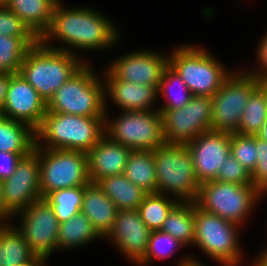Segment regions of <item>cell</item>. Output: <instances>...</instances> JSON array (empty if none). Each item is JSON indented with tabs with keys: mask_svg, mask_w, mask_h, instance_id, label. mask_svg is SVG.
<instances>
[{
	"mask_svg": "<svg viewBox=\"0 0 267 266\" xmlns=\"http://www.w3.org/2000/svg\"><path fill=\"white\" fill-rule=\"evenodd\" d=\"M62 6L59 0L54 7L51 24L40 38L46 47L75 54L72 47L87 50L110 49V46L119 41V29L98 11L87 7L72 9ZM50 38L51 41L53 38L60 39L68 48L53 47L49 44Z\"/></svg>",
	"mask_w": 267,
	"mask_h": 266,
	"instance_id": "obj_1",
	"label": "cell"
},
{
	"mask_svg": "<svg viewBox=\"0 0 267 266\" xmlns=\"http://www.w3.org/2000/svg\"><path fill=\"white\" fill-rule=\"evenodd\" d=\"M105 120L106 117H86L46 111L41 125L35 130L36 146L88 153L105 135Z\"/></svg>",
	"mask_w": 267,
	"mask_h": 266,
	"instance_id": "obj_2",
	"label": "cell"
},
{
	"mask_svg": "<svg viewBox=\"0 0 267 266\" xmlns=\"http://www.w3.org/2000/svg\"><path fill=\"white\" fill-rule=\"evenodd\" d=\"M84 64L77 54L46 47L39 40L26 52L19 73L47 104Z\"/></svg>",
	"mask_w": 267,
	"mask_h": 266,
	"instance_id": "obj_3",
	"label": "cell"
},
{
	"mask_svg": "<svg viewBox=\"0 0 267 266\" xmlns=\"http://www.w3.org/2000/svg\"><path fill=\"white\" fill-rule=\"evenodd\" d=\"M89 67L85 63L60 86L47 103L48 112L106 117L104 79Z\"/></svg>",
	"mask_w": 267,
	"mask_h": 266,
	"instance_id": "obj_4",
	"label": "cell"
},
{
	"mask_svg": "<svg viewBox=\"0 0 267 266\" xmlns=\"http://www.w3.org/2000/svg\"><path fill=\"white\" fill-rule=\"evenodd\" d=\"M153 157L157 174V193H171L170 195H175V199L180 202H194L200 184L192 156L185 144L165 143L153 151Z\"/></svg>",
	"mask_w": 267,
	"mask_h": 266,
	"instance_id": "obj_5",
	"label": "cell"
},
{
	"mask_svg": "<svg viewBox=\"0 0 267 266\" xmlns=\"http://www.w3.org/2000/svg\"><path fill=\"white\" fill-rule=\"evenodd\" d=\"M169 55L168 64L193 95L212 97L232 73L199 46H178Z\"/></svg>",
	"mask_w": 267,
	"mask_h": 266,
	"instance_id": "obj_6",
	"label": "cell"
},
{
	"mask_svg": "<svg viewBox=\"0 0 267 266\" xmlns=\"http://www.w3.org/2000/svg\"><path fill=\"white\" fill-rule=\"evenodd\" d=\"M261 196L253 185L213 180L200 184L194 203L201 210L240 226Z\"/></svg>",
	"mask_w": 267,
	"mask_h": 266,
	"instance_id": "obj_7",
	"label": "cell"
},
{
	"mask_svg": "<svg viewBox=\"0 0 267 266\" xmlns=\"http://www.w3.org/2000/svg\"><path fill=\"white\" fill-rule=\"evenodd\" d=\"M239 227L236 223L201 210L195 204L193 244L222 266H238L241 262Z\"/></svg>",
	"mask_w": 267,
	"mask_h": 266,
	"instance_id": "obj_8",
	"label": "cell"
},
{
	"mask_svg": "<svg viewBox=\"0 0 267 266\" xmlns=\"http://www.w3.org/2000/svg\"><path fill=\"white\" fill-rule=\"evenodd\" d=\"M105 135L132 151H154L166 142L162 116L157 110L124 111L115 120H105Z\"/></svg>",
	"mask_w": 267,
	"mask_h": 266,
	"instance_id": "obj_9",
	"label": "cell"
},
{
	"mask_svg": "<svg viewBox=\"0 0 267 266\" xmlns=\"http://www.w3.org/2000/svg\"><path fill=\"white\" fill-rule=\"evenodd\" d=\"M39 162L42 198L58 189L86 186L90 183L87 153L39 148Z\"/></svg>",
	"mask_w": 267,
	"mask_h": 266,
	"instance_id": "obj_10",
	"label": "cell"
},
{
	"mask_svg": "<svg viewBox=\"0 0 267 266\" xmlns=\"http://www.w3.org/2000/svg\"><path fill=\"white\" fill-rule=\"evenodd\" d=\"M258 86L259 80L254 75L232 72L211 97V130L238 133L246 103Z\"/></svg>",
	"mask_w": 267,
	"mask_h": 266,
	"instance_id": "obj_11",
	"label": "cell"
},
{
	"mask_svg": "<svg viewBox=\"0 0 267 266\" xmlns=\"http://www.w3.org/2000/svg\"><path fill=\"white\" fill-rule=\"evenodd\" d=\"M162 116L163 136L167 144H186L211 130V97L193 95L179 109H157Z\"/></svg>",
	"mask_w": 267,
	"mask_h": 266,
	"instance_id": "obj_12",
	"label": "cell"
},
{
	"mask_svg": "<svg viewBox=\"0 0 267 266\" xmlns=\"http://www.w3.org/2000/svg\"><path fill=\"white\" fill-rule=\"evenodd\" d=\"M18 214L22 218L16 228L22 233L31 251L36 256L48 259L56 251L60 227L52 206L42 198L15 215Z\"/></svg>",
	"mask_w": 267,
	"mask_h": 266,
	"instance_id": "obj_13",
	"label": "cell"
},
{
	"mask_svg": "<svg viewBox=\"0 0 267 266\" xmlns=\"http://www.w3.org/2000/svg\"><path fill=\"white\" fill-rule=\"evenodd\" d=\"M2 193L5 208L12 217L42 199L39 148L36 145L29 155L20 160L14 173L2 181Z\"/></svg>",
	"mask_w": 267,
	"mask_h": 266,
	"instance_id": "obj_14",
	"label": "cell"
},
{
	"mask_svg": "<svg viewBox=\"0 0 267 266\" xmlns=\"http://www.w3.org/2000/svg\"><path fill=\"white\" fill-rule=\"evenodd\" d=\"M189 150L199 184L213 181L230 153V134L205 131L185 144Z\"/></svg>",
	"mask_w": 267,
	"mask_h": 266,
	"instance_id": "obj_15",
	"label": "cell"
},
{
	"mask_svg": "<svg viewBox=\"0 0 267 266\" xmlns=\"http://www.w3.org/2000/svg\"><path fill=\"white\" fill-rule=\"evenodd\" d=\"M47 111L46 102L23 78L14 73L10 78L1 116L24 122L36 130Z\"/></svg>",
	"mask_w": 267,
	"mask_h": 266,
	"instance_id": "obj_16",
	"label": "cell"
},
{
	"mask_svg": "<svg viewBox=\"0 0 267 266\" xmlns=\"http://www.w3.org/2000/svg\"><path fill=\"white\" fill-rule=\"evenodd\" d=\"M168 56L159 52L135 51L112 62L107 71L118 80L140 85L155 86L158 89Z\"/></svg>",
	"mask_w": 267,
	"mask_h": 266,
	"instance_id": "obj_17",
	"label": "cell"
},
{
	"mask_svg": "<svg viewBox=\"0 0 267 266\" xmlns=\"http://www.w3.org/2000/svg\"><path fill=\"white\" fill-rule=\"evenodd\" d=\"M151 230L141 219L138 210H118L112 230L105 238L129 260L139 263L146 254Z\"/></svg>",
	"mask_w": 267,
	"mask_h": 266,
	"instance_id": "obj_18",
	"label": "cell"
},
{
	"mask_svg": "<svg viewBox=\"0 0 267 266\" xmlns=\"http://www.w3.org/2000/svg\"><path fill=\"white\" fill-rule=\"evenodd\" d=\"M131 151L104 135L87 153L90 183L123 174Z\"/></svg>",
	"mask_w": 267,
	"mask_h": 266,
	"instance_id": "obj_19",
	"label": "cell"
},
{
	"mask_svg": "<svg viewBox=\"0 0 267 266\" xmlns=\"http://www.w3.org/2000/svg\"><path fill=\"white\" fill-rule=\"evenodd\" d=\"M105 76V95H109L113 102L123 111H151L157 100V88L150 85H140L115 79L107 70ZM156 99V100H155Z\"/></svg>",
	"mask_w": 267,
	"mask_h": 266,
	"instance_id": "obj_20",
	"label": "cell"
},
{
	"mask_svg": "<svg viewBox=\"0 0 267 266\" xmlns=\"http://www.w3.org/2000/svg\"><path fill=\"white\" fill-rule=\"evenodd\" d=\"M118 209L97 183L84 186L81 213L86 215L101 237L112 230Z\"/></svg>",
	"mask_w": 267,
	"mask_h": 266,
	"instance_id": "obj_21",
	"label": "cell"
},
{
	"mask_svg": "<svg viewBox=\"0 0 267 266\" xmlns=\"http://www.w3.org/2000/svg\"><path fill=\"white\" fill-rule=\"evenodd\" d=\"M59 0H8L5 6L14 12L40 39L48 30L54 7Z\"/></svg>",
	"mask_w": 267,
	"mask_h": 266,
	"instance_id": "obj_22",
	"label": "cell"
},
{
	"mask_svg": "<svg viewBox=\"0 0 267 266\" xmlns=\"http://www.w3.org/2000/svg\"><path fill=\"white\" fill-rule=\"evenodd\" d=\"M97 184L115 203L118 210H138L139 205L148 194L132 183L124 174L104 177Z\"/></svg>",
	"mask_w": 267,
	"mask_h": 266,
	"instance_id": "obj_23",
	"label": "cell"
},
{
	"mask_svg": "<svg viewBox=\"0 0 267 266\" xmlns=\"http://www.w3.org/2000/svg\"><path fill=\"white\" fill-rule=\"evenodd\" d=\"M10 223H0V266H21L36 255L22 233Z\"/></svg>",
	"mask_w": 267,
	"mask_h": 266,
	"instance_id": "obj_24",
	"label": "cell"
},
{
	"mask_svg": "<svg viewBox=\"0 0 267 266\" xmlns=\"http://www.w3.org/2000/svg\"><path fill=\"white\" fill-rule=\"evenodd\" d=\"M35 145V130L30 125L0 116V151L31 153Z\"/></svg>",
	"mask_w": 267,
	"mask_h": 266,
	"instance_id": "obj_25",
	"label": "cell"
},
{
	"mask_svg": "<svg viewBox=\"0 0 267 266\" xmlns=\"http://www.w3.org/2000/svg\"><path fill=\"white\" fill-rule=\"evenodd\" d=\"M194 229L195 203L179 201L168 214L160 231L188 246L194 243Z\"/></svg>",
	"mask_w": 267,
	"mask_h": 266,
	"instance_id": "obj_26",
	"label": "cell"
},
{
	"mask_svg": "<svg viewBox=\"0 0 267 266\" xmlns=\"http://www.w3.org/2000/svg\"><path fill=\"white\" fill-rule=\"evenodd\" d=\"M123 174L145 192L157 193L153 151H131Z\"/></svg>",
	"mask_w": 267,
	"mask_h": 266,
	"instance_id": "obj_27",
	"label": "cell"
},
{
	"mask_svg": "<svg viewBox=\"0 0 267 266\" xmlns=\"http://www.w3.org/2000/svg\"><path fill=\"white\" fill-rule=\"evenodd\" d=\"M96 238L101 236L93 228L89 218L80 212L60 224L56 249L78 247Z\"/></svg>",
	"mask_w": 267,
	"mask_h": 266,
	"instance_id": "obj_28",
	"label": "cell"
},
{
	"mask_svg": "<svg viewBox=\"0 0 267 266\" xmlns=\"http://www.w3.org/2000/svg\"><path fill=\"white\" fill-rule=\"evenodd\" d=\"M38 37H11L0 35V73H19L28 49Z\"/></svg>",
	"mask_w": 267,
	"mask_h": 266,
	"instance_id": "obj_29",
	"label": "cell"
},
{
	"mask_svg": "<svg viewBox=\"0 0 267 266\" xmlns=\"http://www.w3.org/2000/svg\"><path fill=\"white\" fill-rule=\"evenodd\" d=\"M267 120V94L258 86L244 108L238 134L255 136Z\"/></svg>",
	"mask_w": 267,
	"mask_h": 266,
	"instance_id": "obj_30",
	"label": "cell"
},
{
	"mask_svg": "<svg viewBox=\"0 0 267 266\" xmlns=\"http://www.w3.org/2000/svg\"><path fill=\"white\" fill-rule=\"evenodd\" d=\"M161 193H148L138 207L141 219L151 231L161 230L172 208L179 202Z\"/></svg>",
	"mask_w": 267,
	"mask_h": 266,
	"instance_id": "obj_31",
	"label": "cell"
},
{
	"mask_svg": "<svg viewBox=\"0 0 267 266\" xmlns=\"http://www.w3.org/2000/svg\"><path fill=\"white\" fill-rule=\"evenodd\" d=\"M172 86V89H171ZM177 86V90L170 92ZM171 94H170V93ZM158 96L163 94L165 104L157 109H179L184 107L192 98L193 94L178 73L168 64L162 73L161 80L157 89Z\"/></svg>",
	"mask_w": 267,
	"mask_h": 266,
	"instance_id": "obj_32",
	"label": "cell"
},
{
	"mask_svg": "<svg viewBox=\"0 0 267 266\" xmlns=\"http://www.w3.org/2000/svg\"><path fill=\"white\" fill-rule=\"evenodd\" d=\"M84 186L64 188L52 191L45 200L52 206L59 223L66 222L82 209Z\"/></svg>",
	"mask_w": 267,
	"mask_h": 266,
	"instance_id": "obj_33",
	"label": "cell"
},
{
	"mask_svg": "<svg viewBox=\"0 0 267 266\" xmlns=\"http://www.w3.org/2000/svg\"><path fill=\"white\" fill-rule=\"evenodd\" d=\"M184 245L170 234L159 231H151L145 257L138 263L140 266L148 264L153 258L164 259L175 253Z\"/></svg>",
	"mask_w": 267,
	"mask_h": 266,
	"instance_id": "obj_34",
	"label": "cell"
},
{
	"mask_svg": "<svg viewBox=\"0 0 267 266\" xmlns=\"http://www.w3.org/2000/svg\"><path fill=\"white\" fill-rule=\"evenodd\" d=\"M230 153L252 173L257 164L256 136L230 134Z\"/></svg>",
	"mask_w": 267,
	"mask_h": 266,
	"instance_id": "obj_35",
	"label": "cell"
},
{
	"mask_svg": "<svg viewBox=\"0 0 267 266\" xmlns=\"http://www.w3.org/2000/svg\"><path fill=\"white\" fill-rule=\"evenodd\" d=\"M215 180L239 185H252L251 173L232 154L223 162Z\"/></svg>",
	"mask_w": 267,
	"mask_h": 266,
	"instance_id": "obj_36",
	"label": "cell"
},
{
	"mask_svg": "<svg viewBox=\"0 0 267 266\" xmlns=\"http://www.w3.org/2000/svg\"><path fill=\"white\" fill-rule=\"evenodd\" d=\"M11 37H37L29 27L5 5H0V35Z\"/></svg>",
	"mask_w": 267,
	"mask_h": 266,
	"instance_id": "obj_37",
	"label": "cell"
},
{
	"mask_svg": "<svg viewBox=\"0 0 267 266\" xmlns=\"http://www.w3.org/2000/svg\"><path fill=\"white\" fill-rule=\"evenodd\" d=\"M257 164L251 173L252 185L263 195L267 193V142L256 137Z\"/></svg>",
	"mask_w": 267,
	"mask_h": 266,
	"instance_id": "obj_38",
	"label": "cell"
},
{
	"mask_svg": "<svg viewBox=\"0 0 267 266\" xmlns=\"http://www.w3.org/2000/svg\"><path fill=\"white\" fill-rule=\"evenodd\" d=\"M29 154L0 151V180L8 179L14 173L20 160Z\"/></svg>",
	"mask_w": 267,
	"mask_h": 266,
	"instance_id": "obj_39",
	"label": "cell"
},
{
	"mask_svg": "<svg viewBox=\"0 0 267 266\" xmlns=\"http://www.w3.org/2000/svg\"><path fill=\"white\" fill-rule=\"evenodd\" d=\"M256 53L260 65V70H253V72L250 71L248 73L254 75L257 79H259L262 75L267 73V33L265 37H263V39L261 40Z\"/></svg>",
	"mask_w": 267,
	"mask_h": 266,
	"instance_id": "obj_40",
	"label": "cell"
},
{
	"mask_svg": "<svg viewBox=\"0 0 267 266\" xmlns=\"http://www.w3.org/2000/svg\"><path fill=\"white\" fill-rule=\"evenodd\" d=\"M14 73H0V116L6 99L10 78Z\"/></svg>",
	"mask_w": 267,
	"mask_h": 266,
	"instance_id": "obj_41",
	"label": "cell"
},
{
	"mask_svg": "<svg viewBox=\"0 0 267 266\" xmlns=\"http://www.w3.org/2000/svg\"><path fill=\"white\" fill-rule=\"evenodd\" d=\"M12 215L6 210L4 201H3V193H2V181L0 180V223H9L10 217ZM3 221V222H2Z\"/></svg>",
	"mask_w": 267,
	"mask_h": 266,
	"instance_id": "obj_42",
	"label": "cell"
},
{
	"mask_svg": "<svg viewBox=\"0 0 267 266\" xmlns=\"http://www.w3.org/2000/svg\"><path fill=\"white\" fill-rule=\"evenodd\" d=\"M48 259L42 256H36L33 260L30 262L21 265V266H46V261Z\"/></svg>",
	"mask_w": 267,
	"mask_h": 266,
	"instance_id": "obj_43",
	"label": "cell"
},
{
	"mask_svg": "<svg viewBox=\"0 0 267 266\" xmlns=\"http://www.w3.org/2000/svg\"><path fill=\"white\" fill-rule=\"evenodd\" d=\"M178 266H205L200 261H196L194 258H182L181 263L178 262Z\"/></svg>",
	"mask_w": 267,
	"mask_h": 266,
	"instance_id": "obj_44",
	"label": "cell"
},
{
	"mask_svg": "<svg viewBox=\"0 0 267 266\" xmlns=\"http://www.w3.org/2000/svg\"><path fill=\"white\" fill-rule=\"evenodd\" d=\"M258 259L254 262V266H267V247L262 251L261 255H259Z\"/></svg>",
	"mask_w": 267,
	"mask_h": 266,
	"instance_id": "obj_45",
	"label": "cell"
},
{
	"mask_svg": "<svg viewBox=\"0 0 267 266\" xmlns=\"http://www.w3.org/2000/svg\"><path fill=\"white\" fill-rule=\"evenodd\" d=\"M255 136L267 142V120L264 122L261 129Z\"/></svg>",
	"mask_w": 267,
	"mask_h": 266,
	"instance_id": "obj_46",
	"label": "cell"
},
{
	"mask_svg": "<svg viewBox=\"0 0 267 266\" xmlns=\"http://www.w3.org/2000/svg\"><path fill=\"white\" fill-rule=\"evenodd\" d=\"M259 86L265 91L267 94V73L262 75L259 79Z\"/></svg>",
	"mask_w": 267,
	"mask_h": 266,
	"instance_id": "obj_47",
	"label": "cell"
},
{
	"mask_svg": "<svg viewBox=\"0 0 267 266\" xmlns=\"http://www.w3.org/2000/svg\"><path fill=\"white\" fill-rule=\"evenodd\" d=\"M8 2V0H0V5H5Z\"/></svg>",
	"mask_w": 267,
	"mask_h": 266,
	"instance_id": "obj_48",
	"label": "cell"
}]
</instances>
